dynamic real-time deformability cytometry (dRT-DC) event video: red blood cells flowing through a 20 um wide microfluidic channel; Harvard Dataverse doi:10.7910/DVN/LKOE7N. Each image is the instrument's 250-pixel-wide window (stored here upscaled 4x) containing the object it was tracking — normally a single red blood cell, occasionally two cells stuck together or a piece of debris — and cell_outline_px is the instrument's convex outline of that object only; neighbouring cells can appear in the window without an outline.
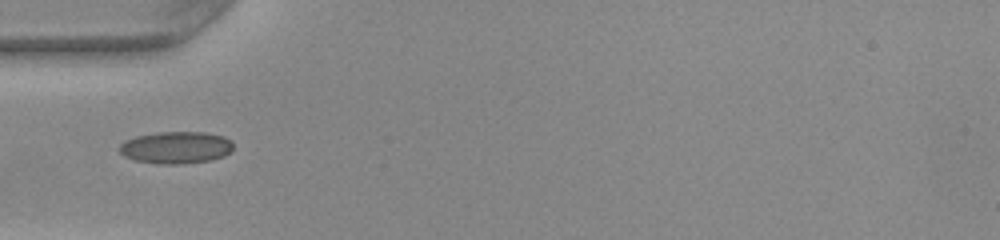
{"species": "common noctule bat (a hibernating species)", "species_latin": "Nyctalus noctula", "temperature_condition": "warm", "stored_images_in_passage": 35, "camera_frame_rate_fps": 3000, "um_per_image_px": 0.085, "animal": {"sex": "female", "body_mass_g": 22.0, "forearm_length_mm": 56.7}, "frame": {"image": 1, "passage_image": 1, "time_ms": 0.0, "image_size_px": [1000, 240], "cell_outline_px": [[232, 152], [224, 156], [212, 160], [180, 164], [156, 164], [136, 160], [124, 156], [120, 152], [120, 144], [136, 136], [160, 132], [204, 132], [224, 136], [232, 144]], "centroid_in_image_um": [14.98, 12.55], "position_along_channel_um": 70.0, "area_um2": 21.21}}
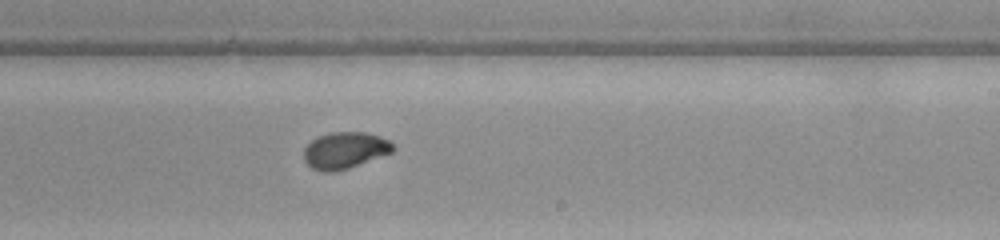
{"frame": {"image": 2, "passage_image": 15, "time_ms": 4.667, "image_size_px": [1000, 240], "cell_outline_px": [[396, 148], [392, 152], [348, 168], [332, 172], [324, 172], [312, 168], [304, 160], [304, 148], [312, 140], [320, 136], [332, 132], [364, 132], [388, 140]], "centroid_in_image_um": [29.29, 12.78], "position_along_channel_um": 259.7, "area_um2": 18.67}}
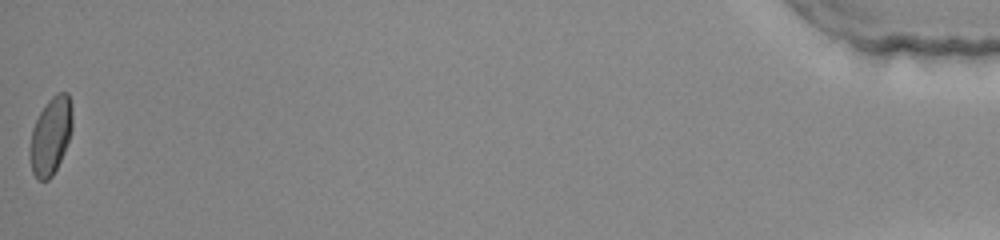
{"frame": {"image": 3, "passage_image": 35, "time_ms": 11.333, "image_size_px": [1000, 240], "cell_outline_px": [[72, 128], [64, 152], [52, 176], [48, 180], [36, 180], [32, 172], [28, 152], [32, 128], [40, 112], [48, 100], [56, 92], [68, 92], [72, 108]], "centroid_in_image_um": [4.29, 11.54], "position_along_channel_um": 430.9, "area_um2": 19.31}, "authors_computed_cell_mechanics": {"area_um2": 19.074, "velocity_mm_per_s": 4.0692, "shape_relaxation_time_tau1_ms": 3.3161, "shape_relaxation_time_tau2_ms": 0.8274, "deformation_change_tau1": 0.1537, "deformation_change_tau2": 0.0319}}